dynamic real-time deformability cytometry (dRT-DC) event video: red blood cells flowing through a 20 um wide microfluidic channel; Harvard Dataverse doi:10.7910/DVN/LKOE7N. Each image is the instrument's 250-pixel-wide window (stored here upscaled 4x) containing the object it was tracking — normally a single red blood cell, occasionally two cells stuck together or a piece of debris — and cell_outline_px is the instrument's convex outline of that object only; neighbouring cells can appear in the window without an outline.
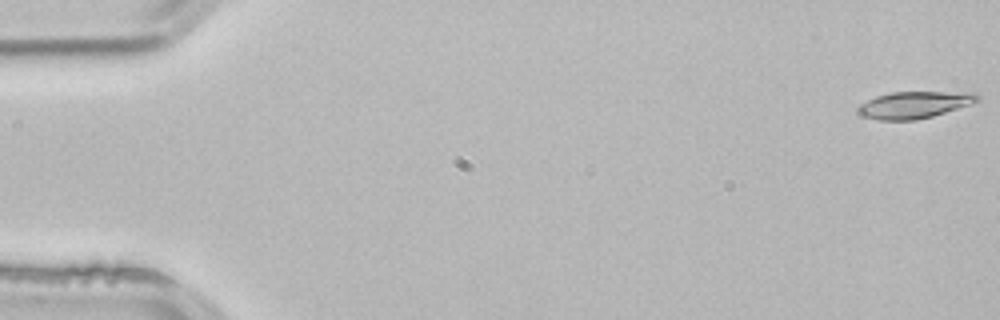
{"species": "common noctule bat (a hibernating species)", "species_latin": "Nyctalus noctula", "temperature_condition": "room temperature", "stored_images_in_passage": 4, "camera_frame_rate_fps": 3000, "um_per_image_px": 0.085, "animal": {"sex": "male", "body_mass_g": 21.5, "forearm_length_mm": 52.0}, "frame": {"image": 1, "passage_image": 1, "time_ms": 0.0, "image_size_px": [1000, 320], "cell_outline_px": [[980, 100], [932, 116], [916, 120], [880, 120], [860, 116], [856, 112], [856, 108], [860, 104], [876, 96], [892, 92], [976, 92], [980, 96]], "centroid_in_image_um": [77.66, 8.91], "position_along_channel_um": 7.3, "area_um2": 18.61}}
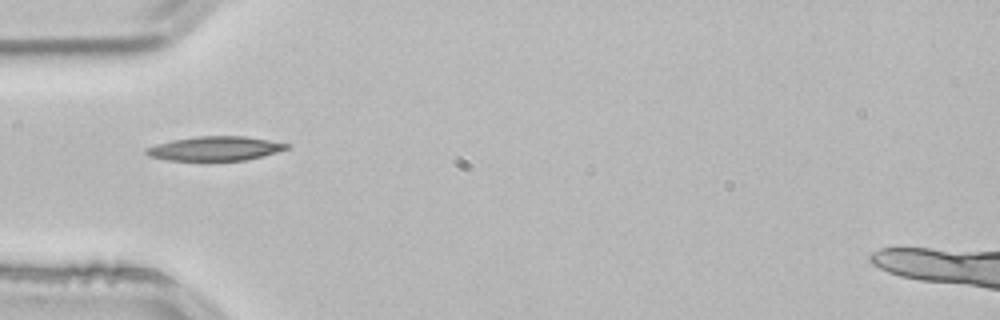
{"frame": {"image": 2, "passage_image": 4, "time_ms": 1.0, "image_size_px": [1000, 320], "cell_outline_px": [[292, 144], [288, 148], [264, 156], [244, 160], [168, 160], [148, 156], [144, 152], [144, 148], [156, 144], [172, 140], [196, 136], [244, 136]], "centroid_in_image_um": [18.26, 12.62], "position_along_channel_um": 66.7, "area_um2": 19.83}}